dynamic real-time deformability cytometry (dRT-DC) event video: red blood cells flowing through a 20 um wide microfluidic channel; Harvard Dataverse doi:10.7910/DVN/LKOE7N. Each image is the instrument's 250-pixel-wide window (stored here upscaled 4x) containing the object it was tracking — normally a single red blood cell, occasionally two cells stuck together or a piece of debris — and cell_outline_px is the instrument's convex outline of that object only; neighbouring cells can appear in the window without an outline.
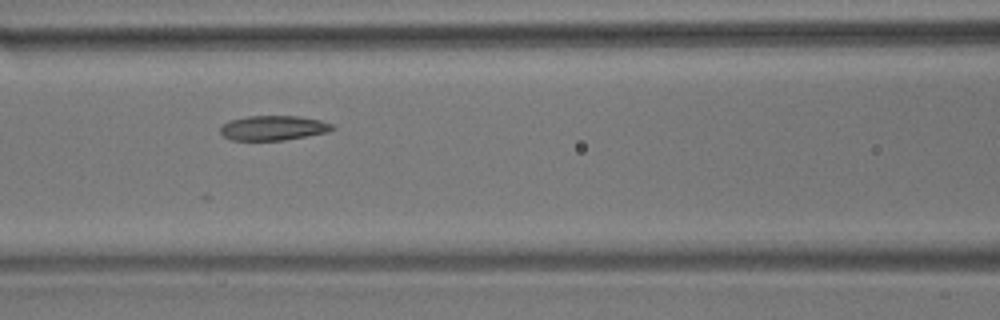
{"species": "common noctule bat (a hibernating species)", "species_latin": "Nyctalus noctula", "temperature_condition": "room temperature", "stored_images_in_passage": 12, "camera_frame_rate_fps": 3000, "um_per_image_px": 0.085, "animal": {"sex": "male", "body_mass_g": 17.9}, "frame": {"image": 1, "passage_image": 4, "time_ms": 3.333, "image_size_px": [1000, 320], "cell_outline_px": [[336, 128], [328, 132], [284, 140], [232, 140], [224, 136], [220, 132], [220, 128], [224, 124], [232, 120], [248, 116], [300, 116], [320, 120], [332, 124]], "centroid_in_image_um": [23.26, 10.87], "position_along_channel_um": 143.3, "area_um2": 16.01}}
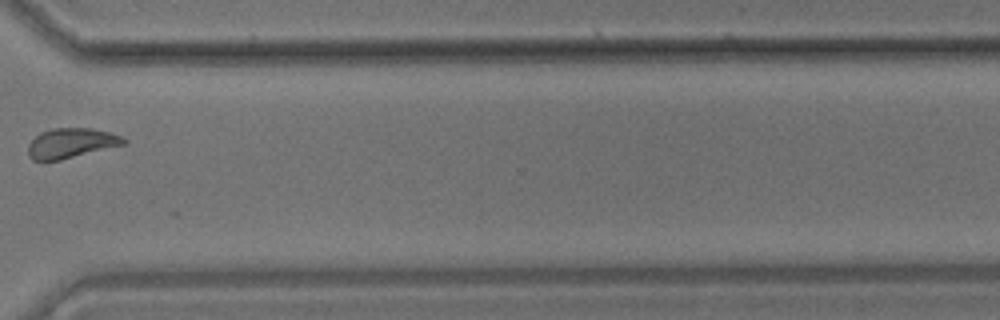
{"frame": {"image": 2, "passage_image": 9, "time_ms": 9.667, "image_size_px": [1000, 320], "cell_outline_px": [[128, 140], [124, 144], [60, 160], [32, 160], [28, 156], [28, 144], [40, 132], [52, 128], [92, 128], [108, 132], [120, 136]], "centroid_in_image_um": [6.01, 12.16], "position_along_channel_um": 364.6, "area_um2": 16.47}}
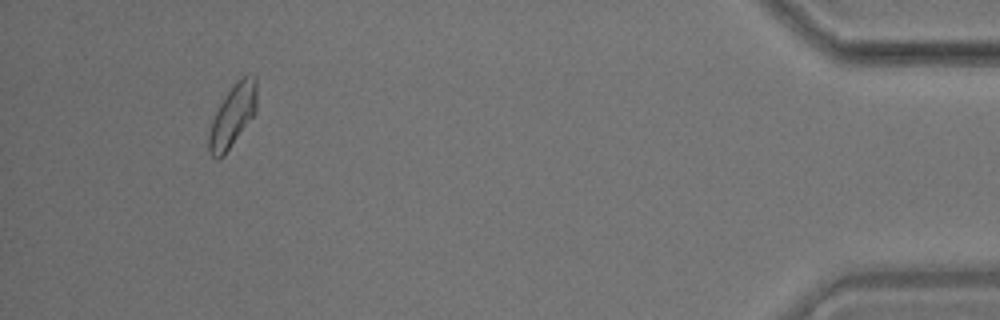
{"frame": {"image": 3, "passage_image": 11, "time_ms": 13.0, "image_size_px": [1000, 320], "cell_outline_px": [[256, 112], [224, 156], [220, 160], [216, 160], [208, 152], [208, 132], [212, 120], [220, 104], [236, 80], [244, 76], [256, 76]], "centroid_in_image_um": [19.75, 9.89], "position_along_channel_um": 415.4, "area_um2": 17.34}}